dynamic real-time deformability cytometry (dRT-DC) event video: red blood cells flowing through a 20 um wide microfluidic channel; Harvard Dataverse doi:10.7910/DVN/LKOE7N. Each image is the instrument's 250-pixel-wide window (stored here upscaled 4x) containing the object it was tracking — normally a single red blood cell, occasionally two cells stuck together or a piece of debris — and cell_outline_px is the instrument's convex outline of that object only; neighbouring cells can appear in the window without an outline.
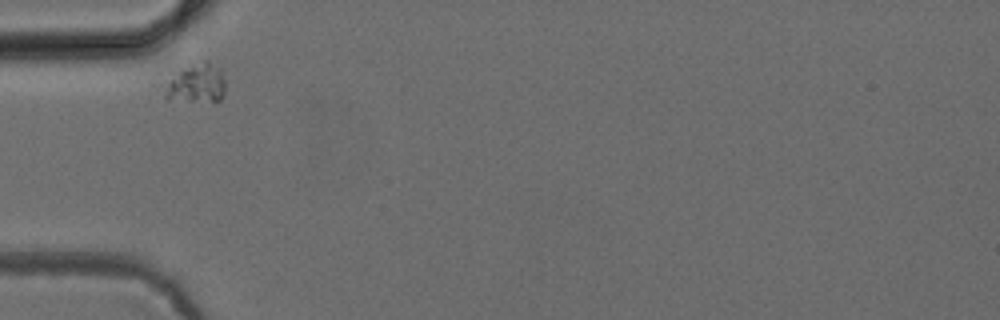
{"species": "common noctule bat (a hibernating species)", "species_latin": "Nyctalus noctula", "temperature_condition": "cold", "stored_images_in_passage": 3, "camera_frame_rate_fps": 3000, "um_per_image_px": 0.085, "animal": {"sex": "female", "body_mass_g": 24.6, "forearm_length_mm": 56.2}, "frame": {"image": 1, "passage_image": 1, "time_ms": 0.0, "image_size_px": [1000, 320], "cell_outline_px": [[224, 92], [220, 100], [164, 100], [164, 96], [168, 84], [180, 72], [192, 64], [204, 60], [208, 60], [220, 68], [224, 80]], "centroid_in_image_um": [16.75, 7.08], "position_along_channel_um": 68.3, "area_um2": 13.18}}
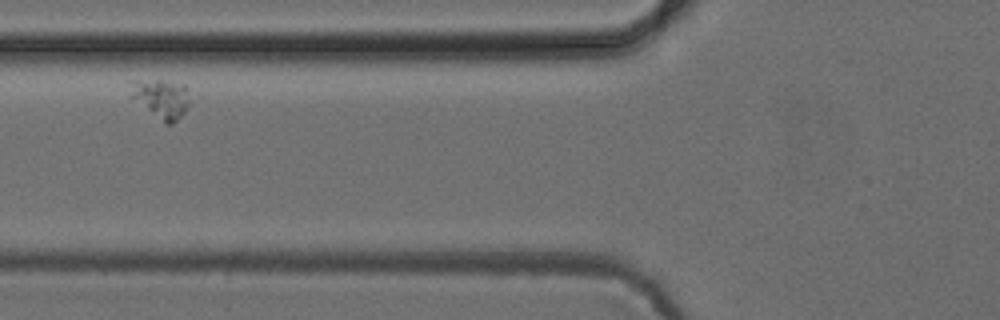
{"frame": {"image": 2, "passage_image": 2, "time_ms": 1.333, "image_size_px": [1000, 320], "cell_outline_px": [[204, 96], [172, 124], [164, 124], [132, 100], [128, 96], [128, 80], [160, 80], [184, 84]], "centroid_in_image_um": [13.87, 8.37], "position_along_channel_um": 111.9, "area_um2": 15.61}}
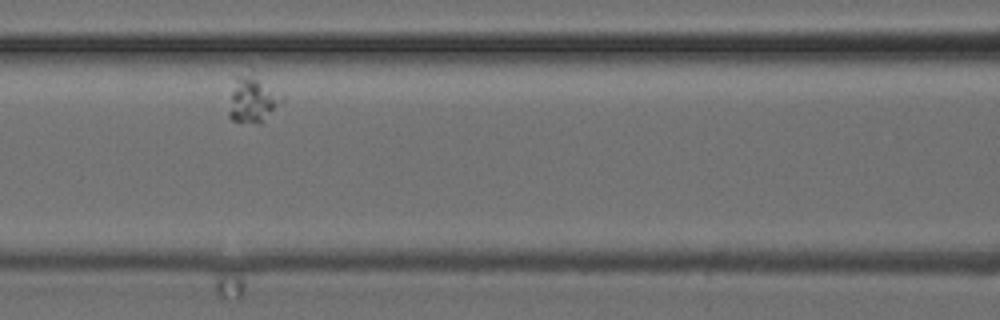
{"frame": {"image": 3, "passage_image": 3, "time_ms": 2.333, "image_size_px": [1000, 320], "cell_outline_px": [[284, 100], [260, 124], [256, 124], [232, 120], [228, 116], [228, 112], [232, 76], [252, 68], [284, 96]], "centroid_in_image_um": [21.44, 8.32], "position_along_channel_um": 145.2, "area_um2": 15.49}}